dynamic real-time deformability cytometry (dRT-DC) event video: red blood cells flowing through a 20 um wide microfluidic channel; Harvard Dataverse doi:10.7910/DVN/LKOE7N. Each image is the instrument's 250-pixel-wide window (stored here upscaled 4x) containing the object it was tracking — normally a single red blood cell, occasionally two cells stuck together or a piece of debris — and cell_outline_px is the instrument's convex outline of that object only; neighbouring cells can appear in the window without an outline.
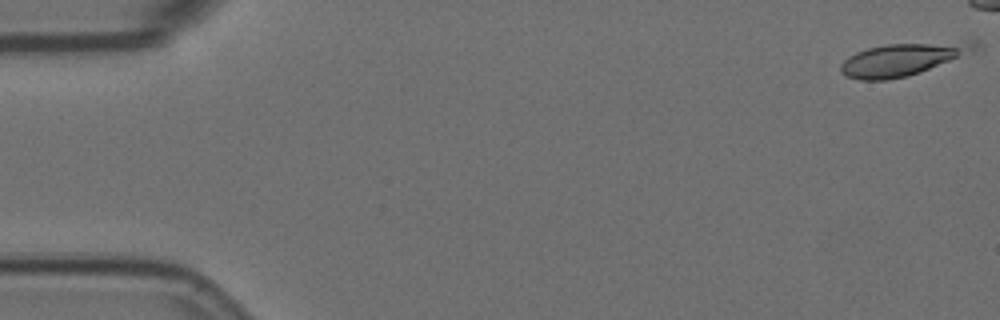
{"species": "Egyptian fruit bat (a non-hibernating species)", "species_latin": "Rousettus aegyptiacus", "temperature_condition": "room temperature", "stored_images_in_passage": 7, "camera_frame_rate_fps": 3000, "um_per_image_px": 0.085, "animal": {"sex": "female"}, "frame": {"image": 1, "passage_image": 1, "time_ms": 0.0, "image_size_px": [1000, 320], "cell_outline_px": [[980, 48], [920, 72], [908, 76], [888, 80], [860, 80], [848, 76], [840, 72], [840, 64], [848, 56], [856, 52], [868, 48], [888, 44], [968, 40], [976, 40], [980, 44]], "centroid_in_image_um": [76.75, 5.01], "position_along_channel_um": 8.3, "area_um2": 25.55}}
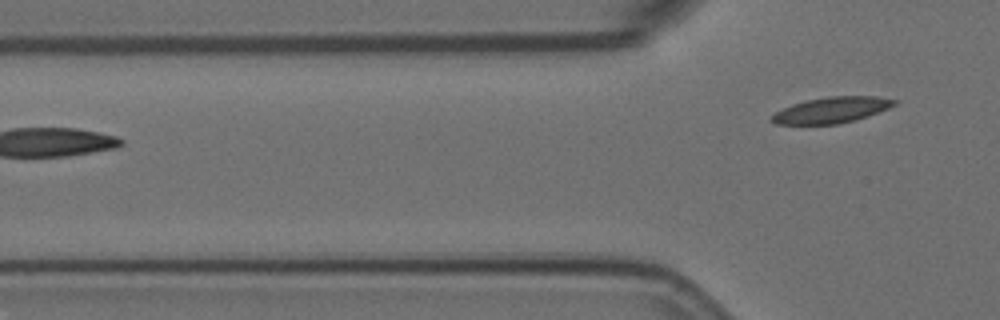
{"frame": {"image": 2, "passage_image": 7, "time_ms": 2.0, "image_size_px": [1000, 320], "cell_outline_px": [[900, 100], [896, 104], [888, 108], [868, 116], [836, 124], [776, 124], [768, 120], [768, 116], [792, 104], [808, 100], [828, 96], [876, 96]], "centroid_in_image_um": [70.67, 9.35], "position_along_channel_um": 55.1, "area_um2": 18.5}}